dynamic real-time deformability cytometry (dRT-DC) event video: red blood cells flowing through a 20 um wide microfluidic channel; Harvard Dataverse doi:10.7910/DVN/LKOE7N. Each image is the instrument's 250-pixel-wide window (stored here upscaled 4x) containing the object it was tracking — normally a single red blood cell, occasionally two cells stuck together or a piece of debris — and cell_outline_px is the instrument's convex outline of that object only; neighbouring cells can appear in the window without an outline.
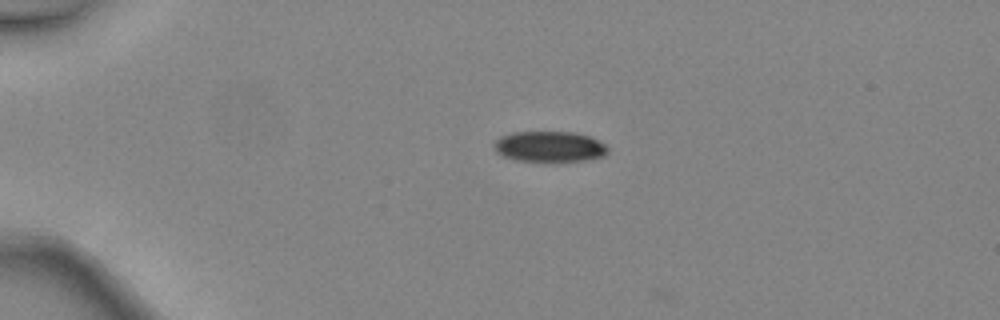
{"species": "common noctule bat (a hibernating species)", "species_latin": "Nyctalus noctula", "temperature_condition": "warm", "stored_images_in_passage": 4, "camera_frame_rate_fps": 3000, "um_per_image_px": 0.085, "animal": {"sex": "female", "body_mass_g": 24.6, "forearm_length_mm": 56.2}, "frame": {"image": 1, "passage_image": 1, "time_ms": 0.0, "image_size_px": [1000, 320], "cell_outline_px": [[608, 152], [604, 156], [584, 160], [516, 160], [504, 156], [496, 152], [492, 144], [500, 136], [512, 132], [576, 132], [588, 136], [604, 144], [608, 148]], "centroid_in_image_um": [46.67, 12.44], "position_along_channel_um": 38.3, "area_um2": 20.0}}